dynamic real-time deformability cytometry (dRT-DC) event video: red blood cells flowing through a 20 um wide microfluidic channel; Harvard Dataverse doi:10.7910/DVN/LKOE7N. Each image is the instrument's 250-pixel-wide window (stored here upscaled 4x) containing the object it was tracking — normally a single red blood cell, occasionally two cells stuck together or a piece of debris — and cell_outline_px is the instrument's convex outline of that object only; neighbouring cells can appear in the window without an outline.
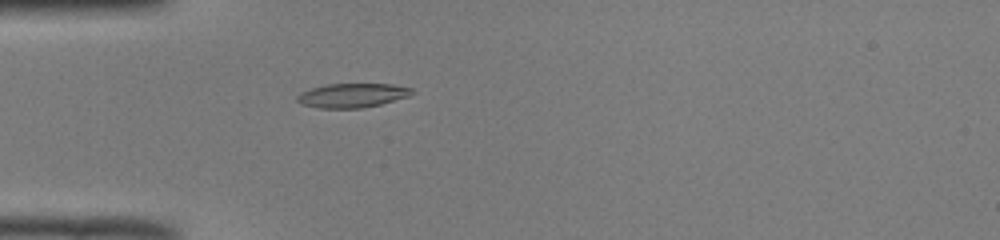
{"species": "common noctule bat (a hibernating species)", "species_latin": "Nyctalus noctula", "temperature_condition": "room temperature", "stored_images_in_passage": 38, "camera_frame_rate_fps": 3000, "um_per_image_px": 0.085, "animal": {"sex": "male", "body_mass_g": 19.0, "forearm_length_mm": 50.8}, "frame": {"image": 1, "passage_image": 5, "time_ms": 1.333, "image_size_px": [1000, 240], "cell_outline_px": [[412, 92], [408, 96], [380, 104], [360, 108], [320, 108], [300, 104], [296, 100], [296, 96], [300, 92], [324, 84], [392, 84], [412, 88]], "centroid_in_image_um": [29.88, 8.1], "position_along_channel_um": 55.1, "area_um2": 16.07}}
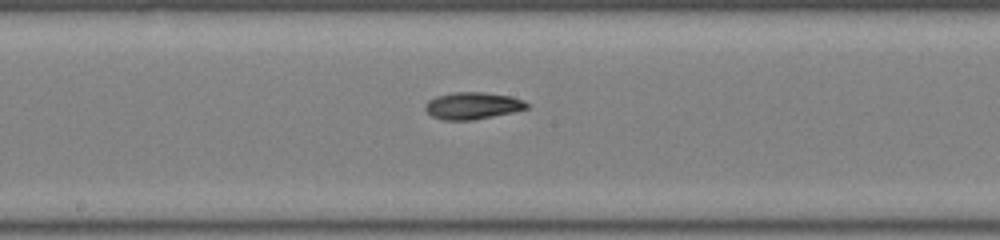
{"frame": {"image": 2, "passage_image": 17, "time_ms": 5.333, "image_size_px": [1000, 240], "cell_outline_px": [[528, 108], [512, 112], [472, 120], [444, 120], [432, 116], [424, 108], [424, 104], [428, 100], [436, 96], [452, 92], [484, 92], [512, 96], [524, 100], [528, 104]], "centroid_in_image_um": [40.15, 8.97], "position_along_channel_um": 208.0, "area_um2": 16.01}}
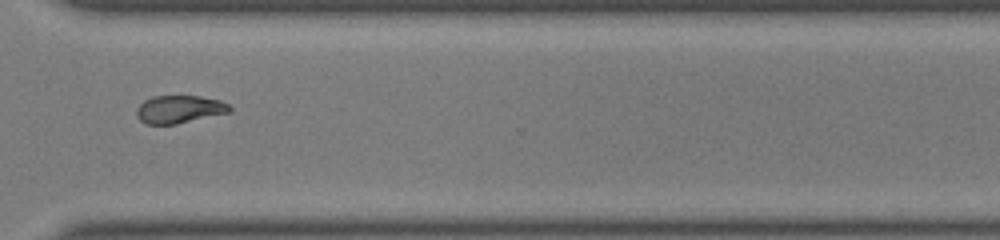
{"frame": {"image": 3, "passage_image": 28, "time_ms": 9.0, "image_size_px": [1000, 240], "cell_outline_px": [[232, 112], [176, 124], [144, 124], [136, 116], [136, 108], [144, 100], [152, 96], [200, 96], [220, 100], [228, 104], [232, 108]], "centroid_in_image_um": [15.24, 9.29], "position_along_channel_um": 355.4, "area_um2": 15.26}, "authors_computed_cell_mechanics": {"area_um2": 15.4326, "velocity_mm_per_s": 3.9998, "shape_relaxation_time_tau1_ms": 8.2573, "shape_relaxation_time_tau2_ms": 11.1717, "deformation_change_tau1": 0.1988, "deformation_change_tau2": 0.1623}}